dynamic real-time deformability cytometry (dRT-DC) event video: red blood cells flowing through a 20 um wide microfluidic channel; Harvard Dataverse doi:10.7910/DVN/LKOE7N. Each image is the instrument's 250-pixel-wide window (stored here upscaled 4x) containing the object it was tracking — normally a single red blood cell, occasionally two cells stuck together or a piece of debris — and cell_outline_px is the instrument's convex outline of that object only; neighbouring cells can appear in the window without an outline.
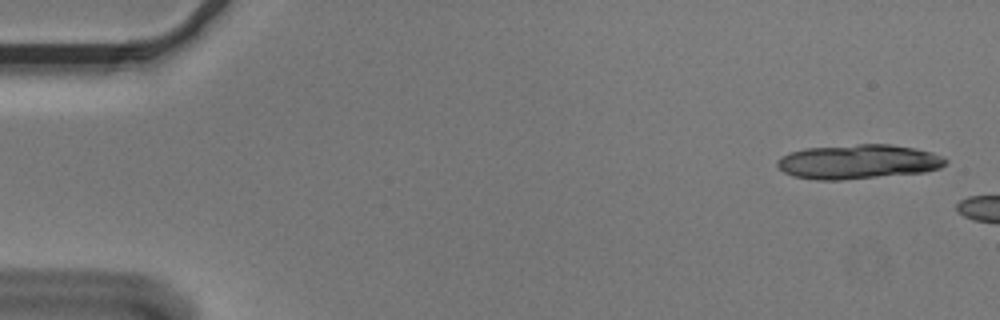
{"species": "Egyptian fruit bat (a non-hibernating species)", "species_latin": "Rousettus aegyptiacus", "temperature_condition": "cold", "stored_images_in_passage": 2, "camera_frame_rate_fps": 3000, "um_per_image_px": 0.085, "animal": {"sex": "male"}, "frame": {"image": 1, "passage_image": 1, "time_ms": 0.0, "image_size_px": [1000, 320], "cell_outline_px": [[948, 160], [940, 168], [924, 172], [840, 180], [816, 180], [792, 176], [784, 172], [776, 164], [784, 156], [792, 152], [804, 148], [856, 144], [892, 144], [916, 148], [932, 152], [944, 156]], "centroid_in_image_um": [72.99, 13.74], "position_along_channel_um": 12.0, "area_um2": 33.76}}